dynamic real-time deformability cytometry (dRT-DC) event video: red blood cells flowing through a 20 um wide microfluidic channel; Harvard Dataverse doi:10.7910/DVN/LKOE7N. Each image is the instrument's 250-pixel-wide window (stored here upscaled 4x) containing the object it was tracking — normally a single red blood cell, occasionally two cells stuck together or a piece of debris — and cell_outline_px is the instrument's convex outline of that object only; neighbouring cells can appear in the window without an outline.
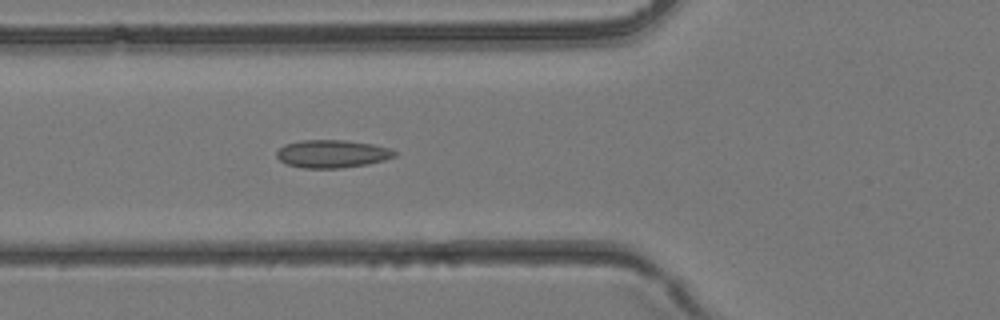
{"species": "common noctule bat (a hibernating species)", "species_latin": "Nyctalus noctula", "temperature_condition": "room temperature", "stored_images_in_passage": 40, "camera_frame_rate_fps": 3000, "um_per_image_px": 0.085, "animal": {"sex": "female", "body_mass_g": 24.6, "forearm_length_mm": 56.2}, "frame": {"image": 1, "passage_image": 15, "time_ms": 4.667, "image_size_px": [1000, 320], "cell_outline_px": [[396, 156], [384, 160], [368, 164], [340, 168], [304, 168], [288, 164], [280, 160], [276, 156], [276, 152], [284, 144], [300, 140], [344, 140], [372, 144], [388, 148], [396, 152]], "centroid_in_image_um": [28.22, 13.07], "position_along_channel_um": 97.6, "area_um2": 19.07}}
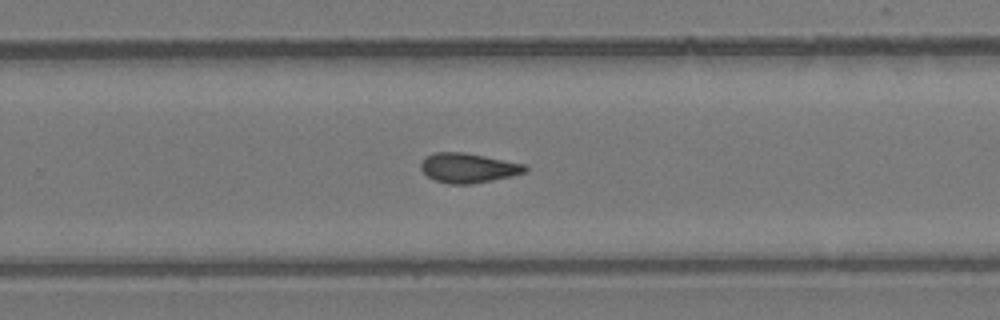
{"frame": {"image": 2, "passage_image": 26, "time_ms": 8.333, "image_size_px": [1000, 320], "cell_outline_px": [[528, 172], [512, 176], [472, 184], [448, 184], [436, 180], [428, 176], [420, 168], [420, 164], [432, 152], [464, 152], [528, 164]], "centroid_in_image_um": [39.86, 14.27], "position_along_channel_um": 289.9, "area_um2": 18.15}}
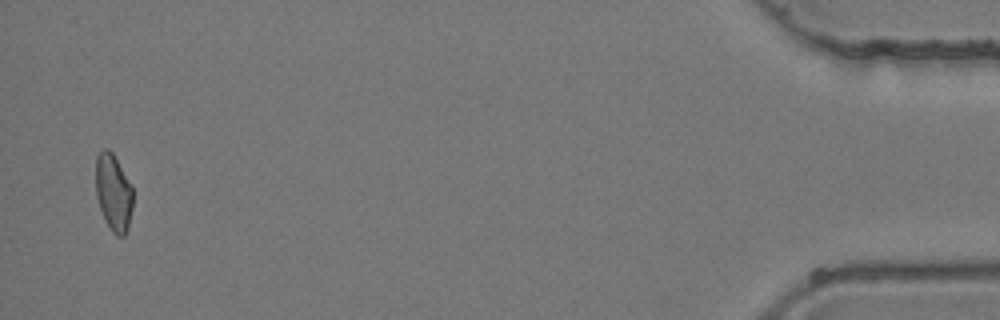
{"frame": {"image": 3, "passage_image": 39, "time_ms": 12.667, "image_size_px": [1000, 320], "cell_outline_px": [[132, 208], [128, 228], [124, 236], [116, 236], [112, 232], [104, 220], [96, 196], [96, 156], [104, 148], [108, 148], [112, 152], [132, 188]], "centroid_in_image_um": [9.62, 16.4], "position_along_channel_um": 425.6, "area_um2": 16.53}}